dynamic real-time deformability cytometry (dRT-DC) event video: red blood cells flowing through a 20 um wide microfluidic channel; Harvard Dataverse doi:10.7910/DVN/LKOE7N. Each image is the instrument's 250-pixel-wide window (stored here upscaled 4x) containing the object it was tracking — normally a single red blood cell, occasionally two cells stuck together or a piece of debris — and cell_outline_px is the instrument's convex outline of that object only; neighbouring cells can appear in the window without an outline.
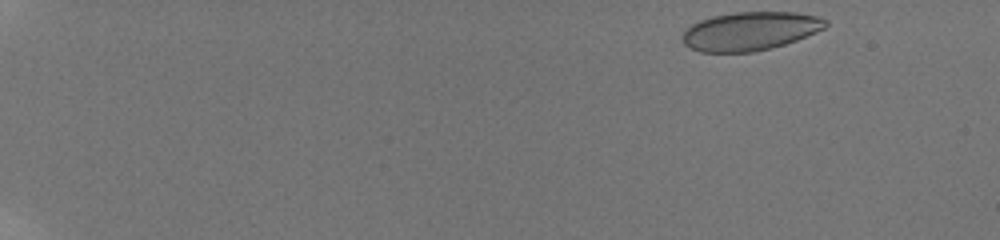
{"species": "human", "species_latin": "Homo sapiens", "temperature_condition": "room temperature", "stored_images_in_passage": 51, "camera_frame_rate_fps": 3000, "um_per_image_px": 0.085, "donor": {"sex": "male"}, "frame": {"image": 1, "passage_image": 1, "time_ms": 0.0, "image_size_px": [1000, 240], "cell_outline_px": [[828, 24], [824, 28], [816, 32], [796, 40], [784, 44], [752, 52], [700, 52], [688, 48], [684, 44], [680, 36], [684, 28], [700, 20], [712, 16], [732, 12], [796, 12], [816, 16], [828, 20]], "centroid_in_image_um": [63.7, 2.64], "position_along_channel_um": 21.3, "area_um2": 32.37}}
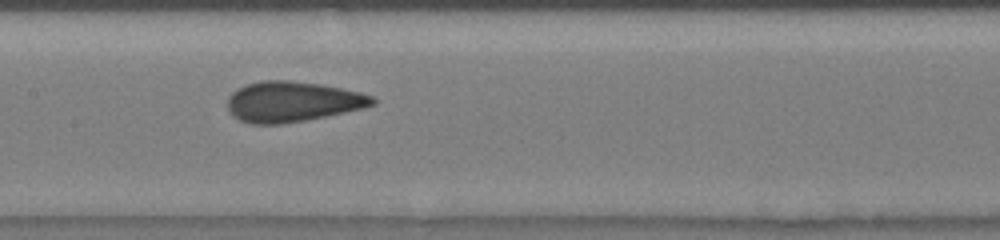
{"frame": {"image": 2, "passage_image": 27, "time_ms": 8.667, "image_size_px": [1000, 240], "cell_outline_px": [[376, 104], [364, 108], [284, 124], [252, 124], [240, 120], [232, 116], [228, 108], [228, 96], [232, 92], [248, 84], [260, 80], [288, 80], [320, 84], [360, 92], [372, 96], [376, 100]], "centroid_in_image_um": [24.85, 8.64], "position_along_channel_um": 182.6, "area_um2": 33.99}}
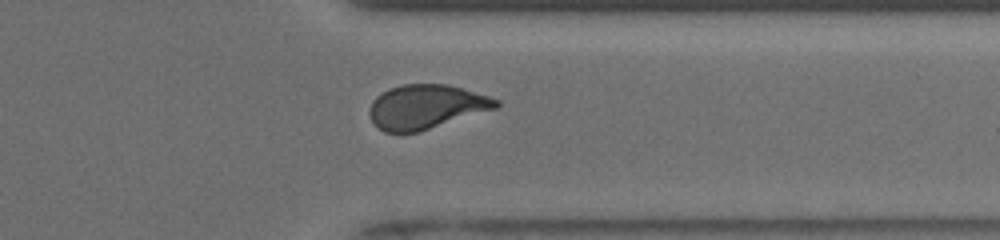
{"frame": {"image": 3, "passage_image": 42, "time_ms": 13.667, "image_size_px": [1000, 240], "cell_outline_px": [[500, 104], [496, 108], [416, 132], [384, 132], [372, 120], [368, 112], [372, 100], [376, 96], [388, 88], [404, 84], [448, 84], [488, 96], [500, 100]], "centroid_in_image_um": [36.19, 9.05], "position_along_channel_um": 375.2, "area_um2": 32.19}, "authors_computed_cell_mechanics": {"area_um2": 33.235, "velocity_mm_per_s": 3.8603, "shape_relaxation_time_tau1_ms": 6.4978, "shape_relaxation_time_tau2_ms": 0.9517, "deformation_change_tau1": 0.1504, "deformation_change_tau2": 0.0707}}